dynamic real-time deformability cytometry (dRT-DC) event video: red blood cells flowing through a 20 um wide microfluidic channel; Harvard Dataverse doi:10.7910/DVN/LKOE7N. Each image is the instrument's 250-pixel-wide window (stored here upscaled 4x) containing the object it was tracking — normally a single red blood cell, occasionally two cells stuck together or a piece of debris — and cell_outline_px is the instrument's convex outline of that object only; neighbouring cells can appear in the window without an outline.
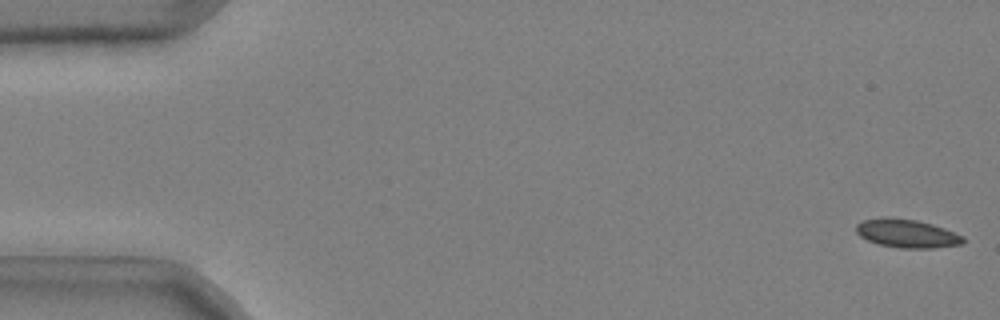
{"species": "common noctule bat (a hibernating species)", "species_latin": "Nyctalus noctula", "temperature_condition": "cold", "stored_images_in_passage": 10, "camera_frame_rate_fps": 3000, "um_per_image_px": 0.085, "animal": {"sex": "male", "body_mass_g": 20.4}, "frame": {"image": 1, "passage_image": 1, "time_ms": 0.0, "image_size_px": [1000, 320], "cell_outline_px": [[964, 244], [932, 248], [900, 248], [880, 244], [868, 240], [860, 236], [856, 232], [856, 224], [864, 220], [884, 216], [888, 216], [916, 220], [932, 224], [944, 228], [964, 236]], "centroid_in_image_um": [77.09, 19.83], "position_along_channel_um": 7.9, "area_um2": 17.8}}